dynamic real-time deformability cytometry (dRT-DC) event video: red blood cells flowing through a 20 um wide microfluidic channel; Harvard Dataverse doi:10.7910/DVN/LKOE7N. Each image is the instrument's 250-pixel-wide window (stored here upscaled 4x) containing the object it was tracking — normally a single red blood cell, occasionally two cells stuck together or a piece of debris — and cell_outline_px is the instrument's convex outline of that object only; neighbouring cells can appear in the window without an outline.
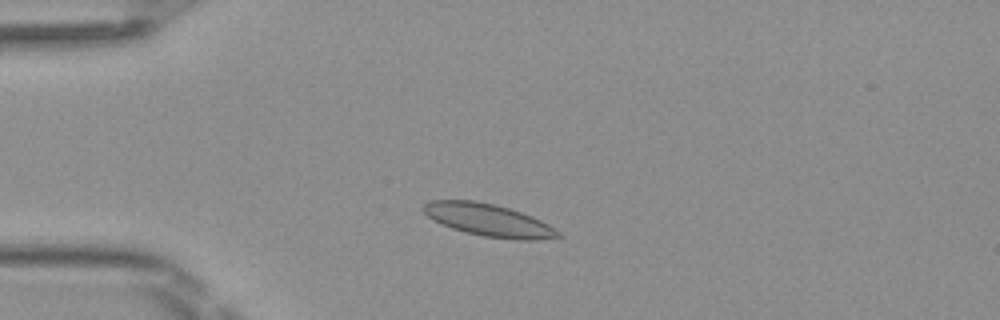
{"species": "Egyptian fruit bat (a non-hibernating species)", "species_latin": "Rousettus aegyptiacus", "temperature_condition": "room temperature", "stored_images_in_passage": 45, "camera_frame_rate_fps": 3000, "um_per_image_px": 0.085, "frame": {"image": 1, "passage_image": 8, "time_ms": 2.333, "image_size_px": [1000, 320], "cell_outline_px": [[564, 236], [532, 240], [516, 240], [484, 236], [464, 232], [452, 228], [432, 220], [420, 208], [424, 204], [432, 200], [476, 200], [508, 208], [532, 216], [548, 224], [560, 232]], "centroid_in_image_um": [41.5, 18.71], "position_along_channel_um": 43.5, "area_um2": 25.37}}
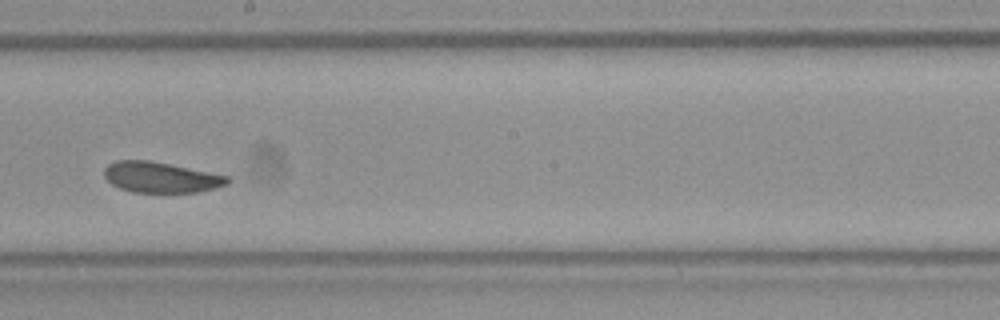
{"frame": {"image": 2, "passage_image": 24, "time_ms": 7.667, "image_size_px": [1000, 320], "cell_outline_px": [[232, 180], [228, 184], [216, 188], [196, 192], [132, 192], [120, 188], [112, 184], [104, 176], [104, 168], [108, 164], [116, 160], [152, 160], [228, 176]], "centroid_in_image_um": [13.67, 15.06], "position_along_channel_um": 234.5, "area_um2": 22.08}}
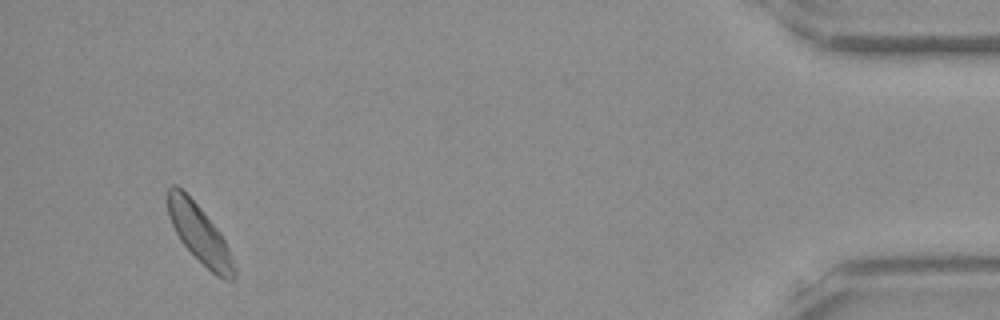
{"frame": {"image": 3, "passage_image": 43, "time_ms": 14.0, "image_size_px": [1000, 320], "cell_outline_px": [[236, 276], [232, 280], [224, 280], [216, 276], [180, 240], [168, 216], [168, 188], [172, 184], [176, 184], [200, 208], [220, 232], [232, 256], [236, 268]], "centroid_in_image_um": [16.98, 19.9], "position_along_channel_um": 418.2, "area_um2": 21.96}, "authors_computed_cell_mechanics": {"area_um2": 22.7154, "velocity_mm_per_s": 4.0349, "shape_relaxation_time_tau1_ms": 8.3898, "shape_relaxation_time_tau2_ms": 3.0664, "deformation_change_tau1": 0.1633, "deformation_change_tau2": 0.0576}}